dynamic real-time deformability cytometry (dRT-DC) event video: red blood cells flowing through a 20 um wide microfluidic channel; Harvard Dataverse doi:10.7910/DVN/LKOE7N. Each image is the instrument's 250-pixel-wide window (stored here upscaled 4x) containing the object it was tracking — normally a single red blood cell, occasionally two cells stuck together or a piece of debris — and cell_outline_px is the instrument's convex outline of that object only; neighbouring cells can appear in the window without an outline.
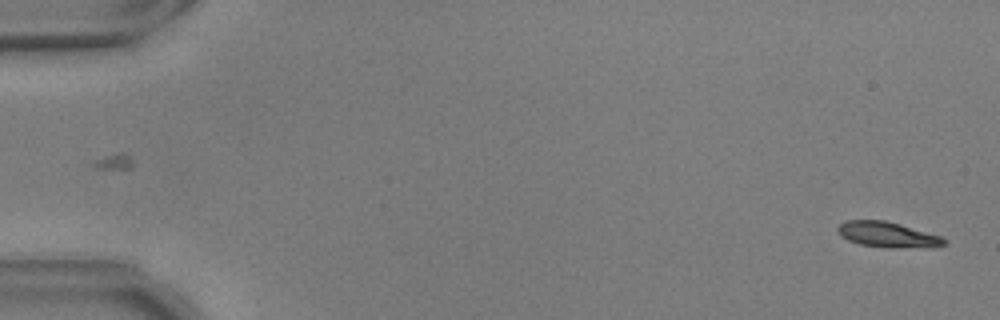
{"species": "common noctule bat (a hibernating species)", "species_latin": "Nyctalus noctula", "temperature_condition": "warm", "stored_images_in_passage": 54, "camera_frame_rate_fps": 3000, "um_per_image_px": 0.085, "animal": {"sex": "male", "body_mass_g": 17.9, "forearm_length_mm": 54.2}, "frame": {"image": 1, "passage_image": 1, "time_ms": 0.0, "image_size_px": [1000, 320], "cell_outline_px": [[948, 240], [944, 244], [932, 248], [884, 248], [860, 244], [848, 240], [840, 236], [836, 228], [844, 220], [884, 220], [900, 224], [940, 236]], "centroid_in_image_um": [75.44, 19.96], "position_along_channel_um": 9.6, "area_um2": 16.01}}
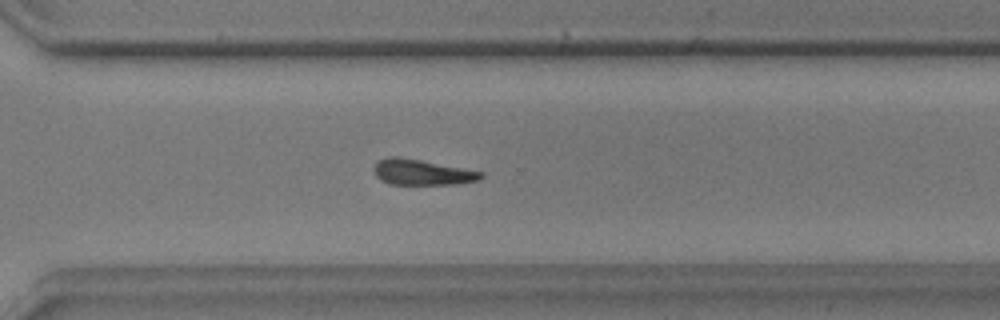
{"frame": {"image": 2, "passage_image": 39, "time_ms": 12.667, "image_size_px": [1000, 320], "cell_outline_px": [[484, 176], [480, 180], [456, 184], [392, 184], [380, 180], [376, 176], [372, 168], [380, 160], [388, 156], [396, 156], [420, 160], [484, 172]], "centroid_in_image_um": [35.87, 14.64], "position_along_channel_um": 334.7, "area_um2": 15.9}}
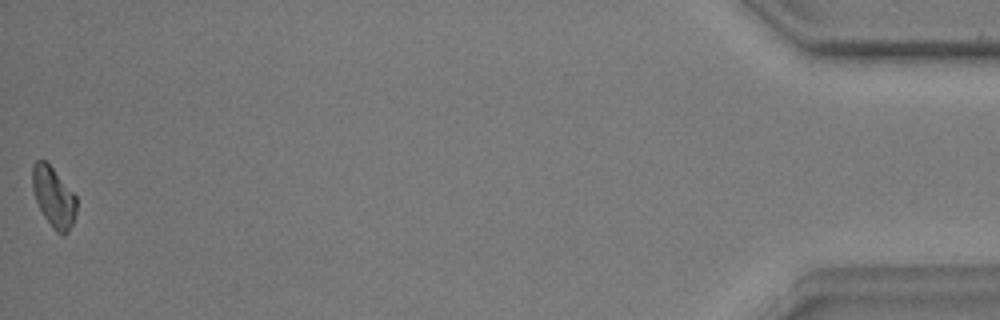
{"frame": {"image": 3, "passage_image": 54, "time_ms": 17.667, "image_size_px": [1000, 320], "cell_outline_px": [[76, 212], [72, 224], [68, 232], [64, 236], [56, 232], [52, 228], [44, 216], [36, 200], [32, 188], [32, 164], [36, 160], [44, 160], [52, 168], [76, 196]], "centroid_in_image_um": [4.54, 16.77], "position_along_channel_um": 430.7, "area_um2": 15.32}, "authors_computed_cell_mechanics": {"area_um2": 16.4441, "velocity_mm_per_s": 3.7115, "shape_relaxation_time_tau1_ms": 3.1998, "shape_relaxation_time_tau2_ms": null, "deformation_change_tau1": 0.152, "deformation_change_tau2": null}}